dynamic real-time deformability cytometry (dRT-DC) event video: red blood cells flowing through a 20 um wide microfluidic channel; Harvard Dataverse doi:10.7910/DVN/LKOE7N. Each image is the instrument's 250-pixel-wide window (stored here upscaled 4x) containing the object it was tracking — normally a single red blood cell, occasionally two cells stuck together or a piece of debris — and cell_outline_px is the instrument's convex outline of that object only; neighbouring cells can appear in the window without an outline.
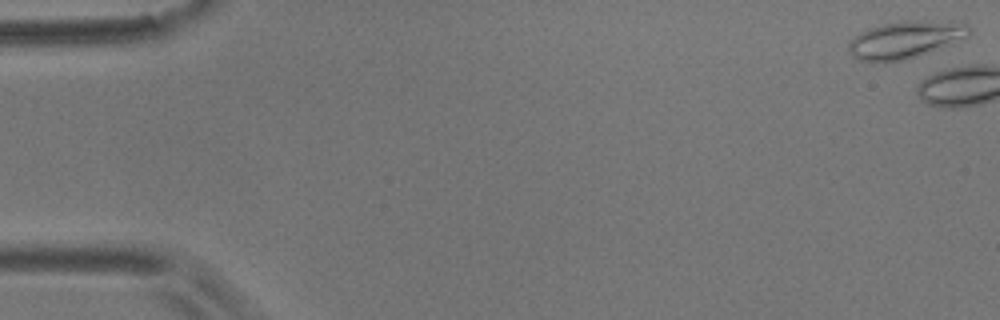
{"species": "common noctule bat (a hibernating species)", "species_latin": "Nyctalus noctula", "temperature_condition": "room temperature", "stored_images_in_passage": 4, "camera_frame_rate_fps": 3000, "um_per_image_px": 0.085, "animal": {"sex": "male", "body_mass_g": 17.9}, "frame": {"image": 1, "passage_image": 1, "time_ms": 0.0, "image_size_px": [1000, 320], "cell_outline_px": [[972, 32], [968, 36], [952, 44], [908, 60], [884, 64], [856, 60], [848, 52], [848, 44], [860, 32], [868, 28], [880, 24], [904, 20], [916, 20], [968, 24], [972, 28]], "centroid_in_image_um": [76.91, 3.41], "position_along_channel_um": 8.1, "area_um2": 26.82}}